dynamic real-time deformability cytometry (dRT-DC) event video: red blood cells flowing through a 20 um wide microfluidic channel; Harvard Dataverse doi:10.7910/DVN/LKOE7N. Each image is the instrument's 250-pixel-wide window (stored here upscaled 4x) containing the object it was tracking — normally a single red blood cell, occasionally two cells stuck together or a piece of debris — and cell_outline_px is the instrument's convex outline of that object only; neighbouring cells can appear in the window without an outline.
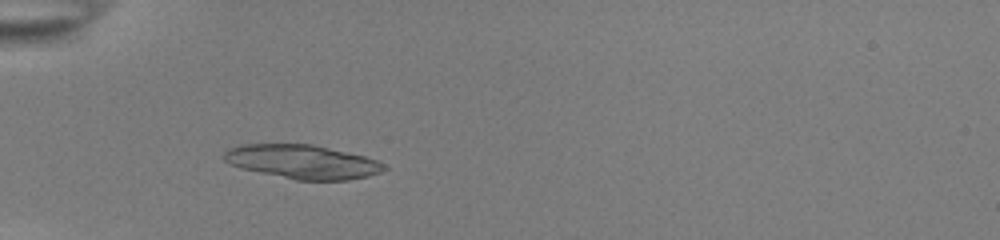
{"species": "common noctule bat (a hibernating species)", "species_latin": "Nyctalus noctula", "temperature_condition": "room temperature", "stored_images_in_passage": 54, "camera_frame_rate_fps": 3000, "um_per_image_px": 0.085, "animal": {"sex": "female", "body_mass_g": 22.0, "forearm_length_mm": 56.7}, "frame": {"image": 1, "passage_image": 19, "time_ms": 6.0, "image_size_px": [1000, 240], "cell_outline_px": [[388, 168], [380, 172], [368, 176], [348, 180], [296, 180], [260, 172], [244, 168], [232, 164], [224, 160], [224, 152], [228, 148], [240, 144], [312, 144], [364, 156], [376, 160], [384, 164]], "centroid_in_image_um": [25.72, 13.74], "position_along_channel_um": 59.3, "area_um2": 31.33}}